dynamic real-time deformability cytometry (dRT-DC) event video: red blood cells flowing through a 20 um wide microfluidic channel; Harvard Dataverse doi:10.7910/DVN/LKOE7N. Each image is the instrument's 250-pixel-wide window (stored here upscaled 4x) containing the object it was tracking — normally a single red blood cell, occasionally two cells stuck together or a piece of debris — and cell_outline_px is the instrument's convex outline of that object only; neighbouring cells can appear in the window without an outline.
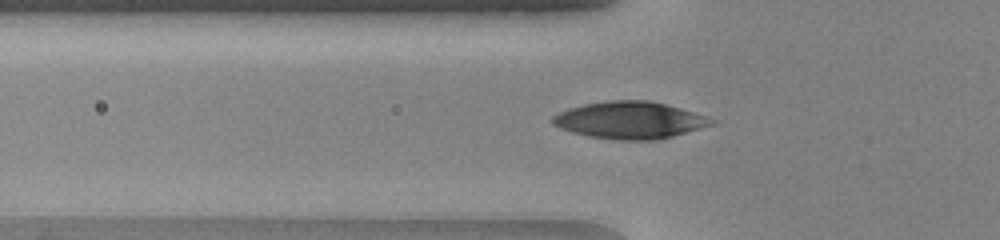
{"species": "human", "species_latin": "Homo sapiens", "temperature_condition": "warm", "stored_images_in_passage": 46, "camera_frame_rate_fps": 3000, "um_per_image_px": 0.085, "donor": {"sex": "female"}, "frame": {"image": 1, "passage_image": 18, "time_ms": 5.667, "image_size_px": [1000, 240], "cell_outline_px": [[716, 124], [672, 136], [656, 140], [616, 140], [588, 136], [572, 132], [560, 128], [552, 124], [548, 120], [552, 116], [568, 108], [584, 104], [612, 100], [648, 100], [680, 108], [716, 120]], "centroid_in_image_um": [53.49, 10.22], "position_along_channel_um": 72.3, "area_um2": 34.28}}
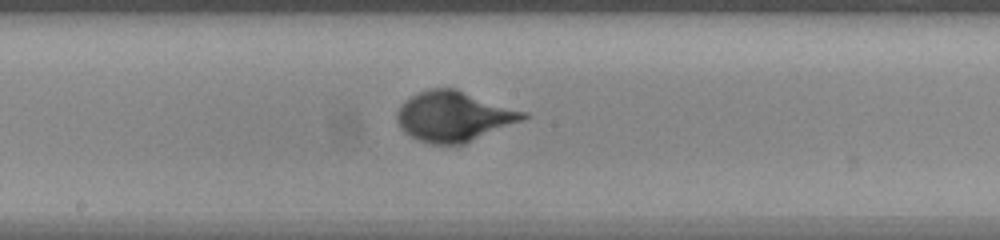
{"frame": {"image": 2, "passage_image": 28, "time_ms": 9.0, "image_size_px": [1000, 240], "cell_outline_px": [[528, 116], [524, 120], [464, 144], [428, 144], [404, 132], [400, 128], [396, 120], [396, 116], [400, 108], [412, 96], [428, 88], [456, 88], [528, 112]], "centroid_in_image_um": [38.62, 9.89], "position_along_channel_um": 209.6, "area_um2": 36.82}}
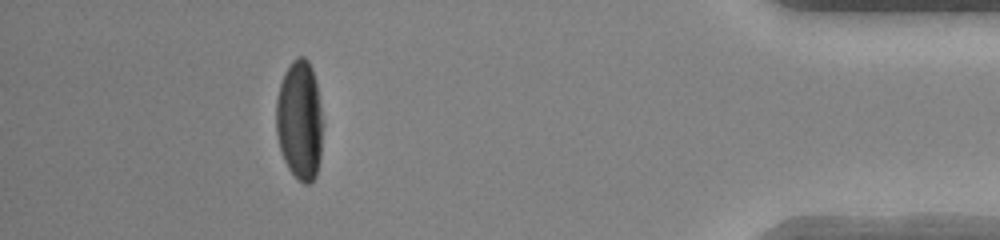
{"frame": {"image": 3, "passage_image": 46, "time_ms": 15.0, "image_size_px": [1000, 240], "cell_outline_px": [[324, 124], [320, 160], [316, 176], [308, 184], [304, 184], [288, 168], [284, 160], [280, 148], [276, 132], [276, 100], [280, 84], [284, 72], [292, 60], [296, 56], [304, 56], [308, 60], [312, 68], [316, 80]], "centroid_in_image_um": [25.49, 10.19], "position_along_channel_um": 409.7, "area_um2": 33.06}}